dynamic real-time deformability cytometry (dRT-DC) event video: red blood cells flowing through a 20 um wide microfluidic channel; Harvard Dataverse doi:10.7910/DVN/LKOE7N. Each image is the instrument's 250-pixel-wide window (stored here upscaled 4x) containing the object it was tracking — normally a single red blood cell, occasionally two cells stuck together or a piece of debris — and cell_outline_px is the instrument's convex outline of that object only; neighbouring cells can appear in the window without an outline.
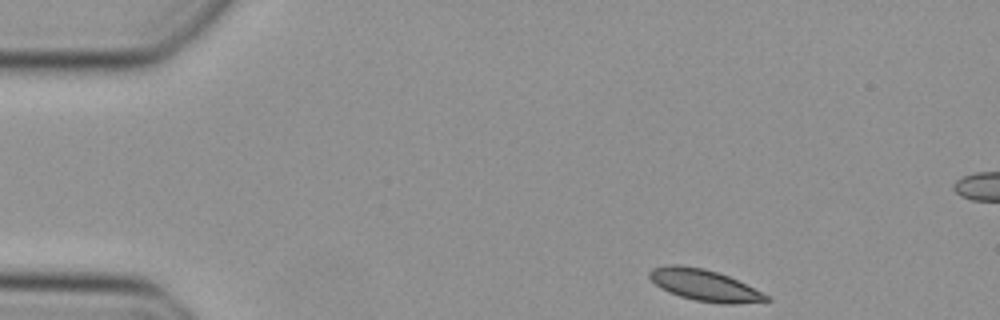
{"species": "Egyptian fruit bat (a non-hibernating species)", "species_latin": "Rousettus aegyptiacus", "temperature_condition": "cold", "stored_images_in_passage": 44, "camera_frame_rate_fps": 3000, "um_per_image_px": 0.085, "animal": {"sex": "female"}, "frame": {"image": 1, "passage_image": 1, "time_ms": 0.0, "image_size_px": [1000, 320], "cell_outline_px": [[772, 300], [732, 304], [720, 304], [696, 300], [680, 296], [668, 292], [660, 288], [648, 276], [648, 272], [652, 268], [668, 264], [680, 264], [704, 268], [728, 276], [768, 296]], "centroid_in_image_um": [59.8, 24.23], "position_along_channel_um": 25.2, "area_um2": 21.15}}
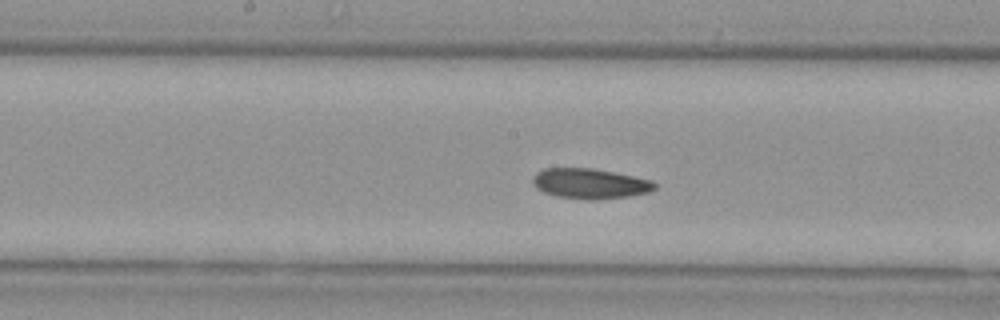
{"frame": {"image": 2, "passage_image": 19, "time_ms": 6.0, "image_size_px": [1000, 320], "cell_outline_px": [[656, 188], [648, 192], [628, 196], [592, 200], [588, 200], [556, 196], [544, 192], [536, 188], [532, 184], [532, 176], [536, 172], [544, 168], [592, 168], [652, 180], [656, 184]], "centroid_in_image_um": [50.1, 15.6], "position_along_channel_um": 198.1, "area_um2": 21.44}}
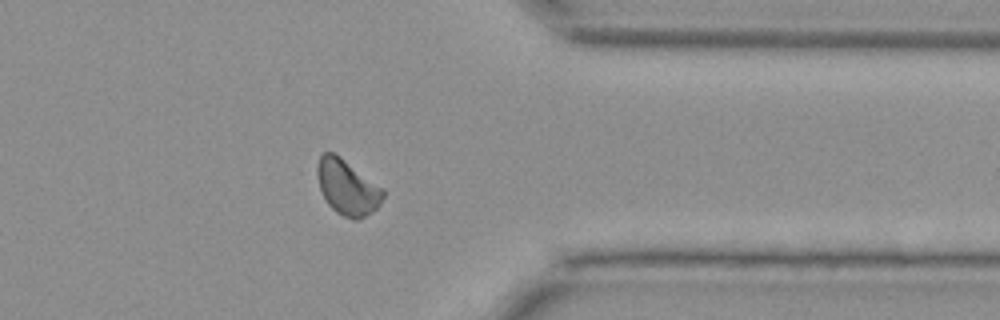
{"frame": {"image": 3, "passage_image": 33, "time_ms": 10.667, "image_size_px": [1000, 320], "cell_outline_px": [[384, 196], [380, 204], [372, 212], [356, 220], [352, 220], [336, 212], [328, 204], [320, 188], [316, 172], [316, 168], [320, 156], [324, 152], [332, 152], [340, 156], [384, 188]], "centroid_in_image_um": [29.53, 15.91], "position_along_channel_um": 381.9, "area_um2": 21.15}}